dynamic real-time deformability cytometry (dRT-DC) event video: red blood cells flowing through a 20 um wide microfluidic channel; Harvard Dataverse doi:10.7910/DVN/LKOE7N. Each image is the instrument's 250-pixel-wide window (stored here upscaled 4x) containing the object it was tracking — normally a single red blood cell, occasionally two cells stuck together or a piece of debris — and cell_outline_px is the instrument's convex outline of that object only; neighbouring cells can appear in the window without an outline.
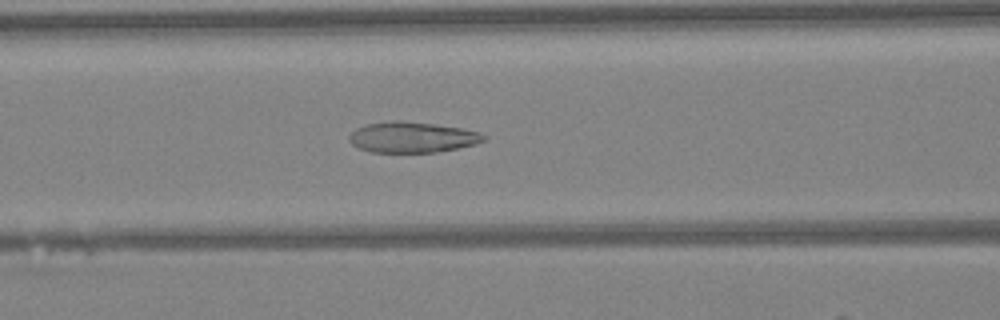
{"species": "Egyptian fruit bat (a non-hibernating species)", "species_latin": "Rousettus aegyptiacus", "temperature_condition": "warm", "stored_images_in_passage": 35, "camera_frame_rate_fps": 3000, "um_per_image_px": 0.085, "animal": {"sex": "female"}, "frame": {"image": 1, "passage_image": 7, "time_ms": 2.0, "image_size_px": [1000, 320], "cell_outline_px": [[488, 136], [484, 140], [476, 144], [436, 152], [372, 152], [360, 148], [352, 144], [348, 140], [348, 136], [356, 128], [364, 124], [396, 120], [436, 124], [460, 128], [476, 132]], "centroid_in_image_um": [35.0, 11.66], "position_along_channel_um": 131.6, "area_um2": 23.93}}
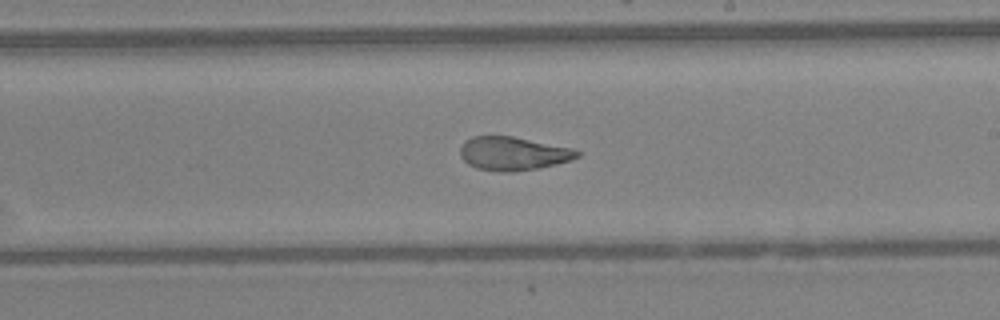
{"frame": {"image": 2, "passage_image": 15, "time_ms": 4.667, "image_size_px": [1000, 320], "cell_outline_px": [[580, 156], [556, 164], [540, 168], [512, 172], [500, 172], [476, 168], [468, 164], [460, 156], [460, 148], [464, 140], [472, 136], [512, 136], [572, 148], [580, 152]], "centroid_in_image_um": [43.58, 13.05], "position_along_channel_um": 245.4, "area_um2": 22.89}}
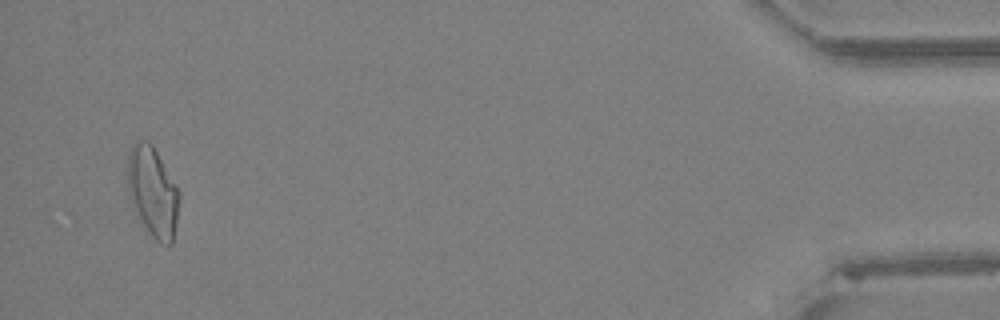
{"frame": {"image": 3, "passage_image": 33, "time_ms": 10.667, "image_size_px": [1000, 320], "cell_outline_px": [[180, 196], [172, 244], [160, 244], [152, 236], [144, 224], [132, 204], [128, 192], [128, 156], [132, 148], [140, 140], [148, 140], [152, 144], [180, 192]], "centroid_in_image_um": [13.0, 16.31], "position_along_channel_um": 422.2, "area_um2": 26.41}, "authors_computed_cell_mechanics": {"area_um2": 23.987, "velocity_mm_per_s": 4.3016, "shape_relaxation_time_tau1_ms": 7.4539, "shape_relaxation_time_tau2_ms": 1.5752, "deformation_change_tau1": 0.2345, "deformation_change_tau2": 0.0967}}